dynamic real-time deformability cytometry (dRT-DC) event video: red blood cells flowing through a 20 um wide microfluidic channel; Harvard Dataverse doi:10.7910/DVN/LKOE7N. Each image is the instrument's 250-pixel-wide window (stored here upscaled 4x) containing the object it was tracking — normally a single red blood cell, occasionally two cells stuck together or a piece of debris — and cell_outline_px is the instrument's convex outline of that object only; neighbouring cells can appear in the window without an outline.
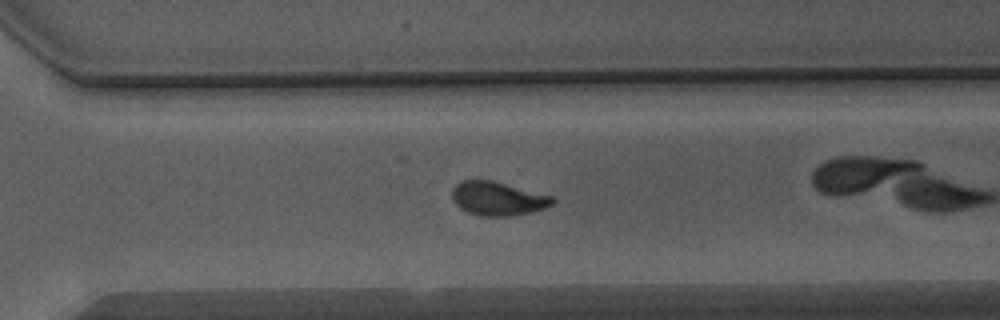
{"species": "Egyptian fruit bat (a non-hibernating species)", "species_latin": "Rousettus aegyptiacus", "temperature_condition": "warm", "stored_images_in_passage": 31, "camera_frame_rate_fps": 3000, "um_per_image_px": 0.085, "animal": {"sex": "male"}, "frame": {"image": 1, "passage_image": 22, "time_ms": 7.0, "image_size_px": [1000, 320], "cell_outline_px": [[556, 200], [552, 204], [544, 208], [532, 212], [512, 216], [480, 216], [468, 212], [460, 208], [452, 200], [452, 188], [456, 184], [464, 180], [492, 180], [556, 196]], "centroid_in_image_um": [42.35, 16.88], "position_along_channel_um": 328.3, "area_um2": 20.06}, "authors_computed_cell_mechanics": {"area_um2": 19.8832, "velocity_mm_per_s": 3.9066, "shape_relaxation_time_tau1_ms": 4.3522, "shape_relaxation_time_tau2_ms": 0.5742, "deformation_change_tau1": 0.136, "deformation_change_tau2": 0.0586}}